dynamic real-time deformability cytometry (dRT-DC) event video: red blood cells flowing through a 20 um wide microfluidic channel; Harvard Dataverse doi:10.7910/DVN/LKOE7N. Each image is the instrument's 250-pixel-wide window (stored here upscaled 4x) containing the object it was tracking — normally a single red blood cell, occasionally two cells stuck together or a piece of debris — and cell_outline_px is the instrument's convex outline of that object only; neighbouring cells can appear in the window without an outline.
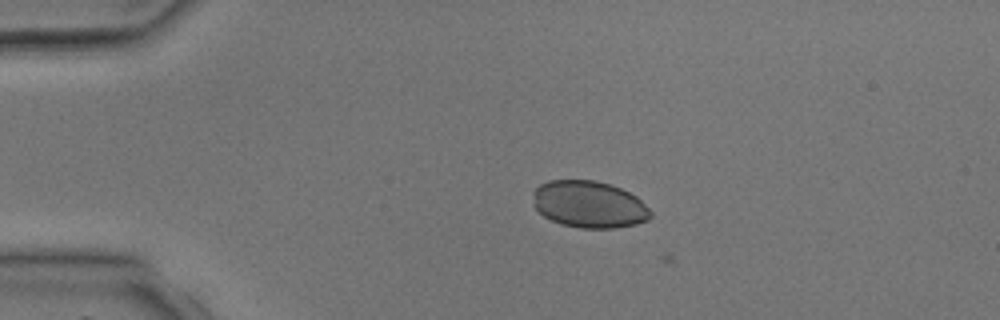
{"species": "common noctule bat (a hibernating species)", "species_latin": "Nyctalus noctula", "temperature_condition": "room temperature", "stored_images_in_passage": 4, "camera_frame_rate_fps": 3000, "um_per_image_px": 0.085, "animal": {"sex": "male", "body_mass_g": 17.9, "forearm_length_mm": 54.2}, "frame": {"image": 1, "passage_image": 3, "time_ms": 2.0, "image_size_px": [1000, 320], "cell_outline_px": [[652, 216], [648, 220], [636, 224], [616, 228], [580, 228], [560, 224], [544, 216], [536, 208], [532, 192], [540, 184], [548, 180], [596, 180], [612, 184], [636, 196], [652, 212]], "centroid_in_image_um": [50.08, 17.37], "position_along_channel_um": 34.9, "area_um2": 32.25}}